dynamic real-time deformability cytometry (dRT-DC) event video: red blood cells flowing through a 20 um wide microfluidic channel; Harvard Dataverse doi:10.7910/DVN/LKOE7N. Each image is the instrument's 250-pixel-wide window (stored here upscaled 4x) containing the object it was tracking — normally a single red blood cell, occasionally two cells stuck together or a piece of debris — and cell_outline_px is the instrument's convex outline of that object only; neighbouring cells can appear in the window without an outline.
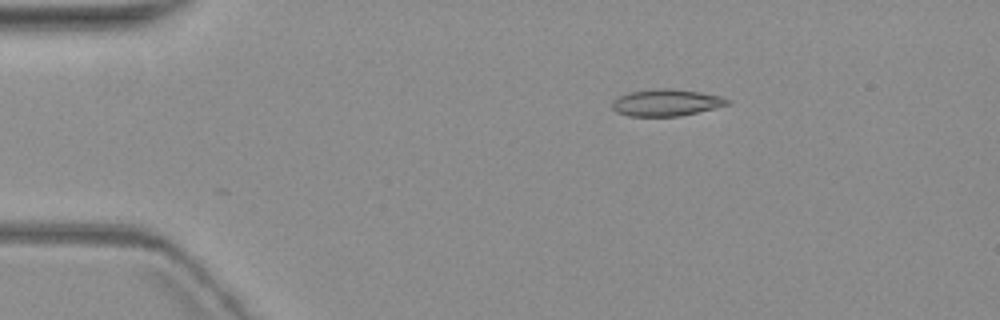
{"species": "common noctule bat (a hibernating species)", "species_latin": "Nyctalus noctula", "temperature_condition": "warm", "stored_images_in_passage": 5, "camera_frame_rate_fps": 3000, "um_per_image_px": 0.085, "animal": {"sex": "female", "body_mass_g": 19.3, "forearm_length_mm": 54.1}, "frame": {"image": 1, "passage_image": 3, "time_ms": 2.333, "image_size_px": [1000, 320], "cell_outline_px": [[732, 100], [728, 104], [680, 116], [628, 116], [616, 112], [612, 108], [612, 100], [628, 92], [664, 88], [700, 92], [720, 96]], "centroid_in_image_um": [56.59, 8.73], "position_along_channel_um": 28.4, "area_um2": 17.74}}